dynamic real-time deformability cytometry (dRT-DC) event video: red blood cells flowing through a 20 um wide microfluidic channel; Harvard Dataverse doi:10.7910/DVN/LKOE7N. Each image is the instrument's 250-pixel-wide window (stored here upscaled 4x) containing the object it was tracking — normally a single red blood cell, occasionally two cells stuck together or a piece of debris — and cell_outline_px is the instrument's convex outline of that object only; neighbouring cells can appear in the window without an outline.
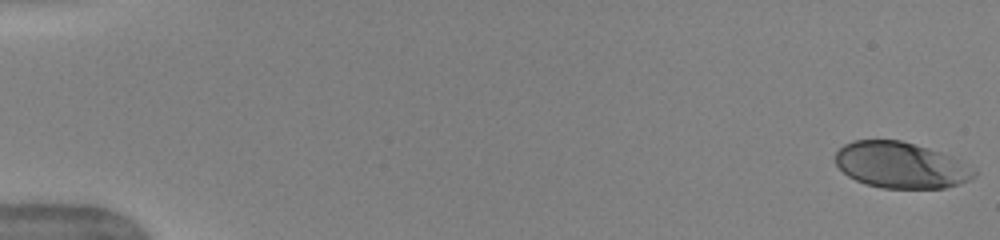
{"species": "human", "species_latin": "Homo sapiens", "temperature_condition": "warm", "stored_images_in_passage": 51, "camera_frame_rate_fps": 3000, "um_per_image_px": 0.085, "donor": {"sex": "female"}, "frame": {"image": 1, "passage_image": 1, "time_ms": 0.0, "image_size_px": [1000, 240], "cell_outline_px": [[976, 176], [960, 184], [944, 188], [880, 188], [856, 180], [848, 176], [836, 164], [836, 152], [844, 144], [852, 140], [900, 140], [928, 148], [952, 156], [976, 172]], "centroid_in_image_um": [76.55, 14.04], "position_along_channel_um": 8.5, "area_um2": 36.93}}
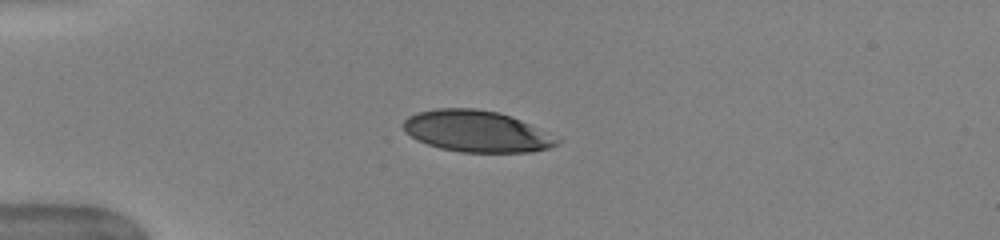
{"frame": {"image": 2, "passage_image": 14, "time_ms": 4.333, "image_size_px": [1000, 240], "cell_outline_px": [[560, 144], [548, 148], [532, 152], [460, 152], [440, 148], [416, 140], [404, 132], [400, 124], [408, 116], [416, 112], [436, 108], [476, 108], [500, 112], [512, 116], [560, 140]], "centroid_in_image_um": [40.43, 11.15], "position_along_channel_um": 44.6, "area_um2": 37.22}}
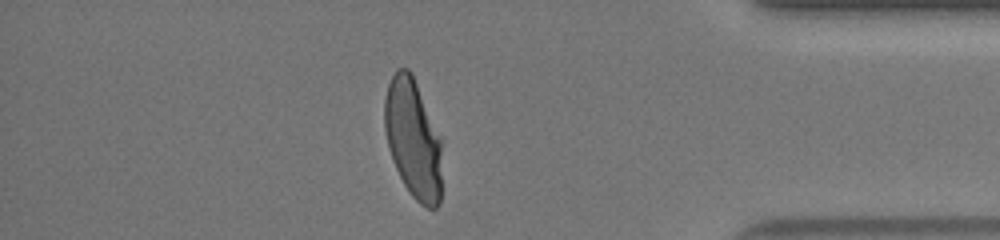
{"frame": {"image": 3, "passage_image": 45, "time_ms": 14.667, "image_size_px": [1000, 240], "cell_outline_px": [[440, 204], [436, 208], [428, 208], [420, 204], [412, 196], [404, 184], [396, 168], [388, 148], [384, 128], [384, 100], [388, 84], [396, 68], [408, 68], [412, 72], [440, 136]], "centroid_in_image_um": [35.09, 11.76], "position_along_channel_um": 400.1, "area_um2": 39.71}, "authors_computed_cell_mechanics": {"area_um2": 40.2866, "velocity_mm_per_s": 3.9806, "shape_relaxation_time_tau1_ms": 4.2143, "shape_relaxation_time_tau2_ms": null, "deformation_change_tau1": 0.2144, "deformation_change_tau2": null}}